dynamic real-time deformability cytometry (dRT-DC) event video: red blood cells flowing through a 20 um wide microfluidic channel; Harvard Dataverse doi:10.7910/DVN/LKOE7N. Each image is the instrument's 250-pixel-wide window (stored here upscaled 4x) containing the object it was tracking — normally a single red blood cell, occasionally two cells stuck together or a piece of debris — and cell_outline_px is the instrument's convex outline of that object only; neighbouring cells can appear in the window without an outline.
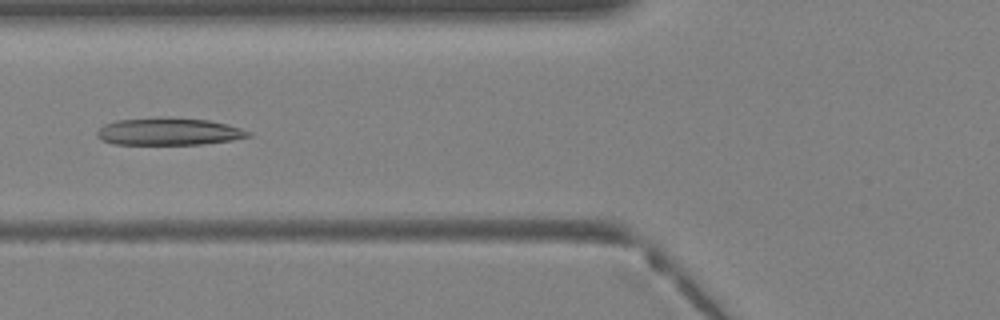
{"species": "Egyptian fruit bat (a non-hibernating species)", "species_latin": "Rousettus aegyptiacus", "temperature_condition": "warm", "stored_images_in_passage": 26, "camera_frame_rate_fps": 3000, "um_per_image_px": 0.085, "animal": {"sex": "female"}, "frame": {"image": 1, "passage_image": 7, "time_ms": 2.0, "image_size_px": [1000, 320], "cell_outline_px": [[252, 136], [232, 140], [204, 144], [112, 144], [100, 140], [96, 136], [96, 132], [104, 124], [116, 120], [160, 116], [164, 116], [208, 120], [228, 124], [252, 132]], "centroid_in_image_um": [14.33, 11.17], "position_along_channel_um": 111.5, "area_um2": 24.51}}
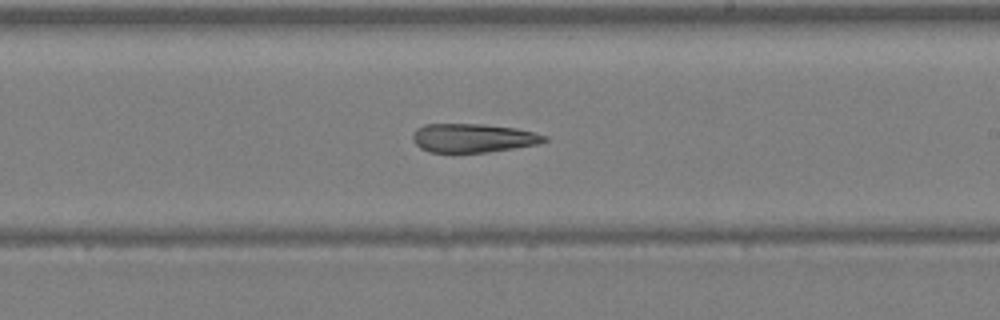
{"frame": {"image": 2, "passage_image": 15, "time_ms": 4.667, "image_size_px": [1000, 320], "cell_outline_px": [[548, 140], [536, 144], [488, 152], [432, 152], [420, 148], [412, 140], [412, 132], [416, 128], [424, 124], [484, 124], [516, 128], [548, 136]], "centroid_in_image_um": [40.17, 11.72], "position_along_channel_um": 248.8, "area_um2": 22.02}}
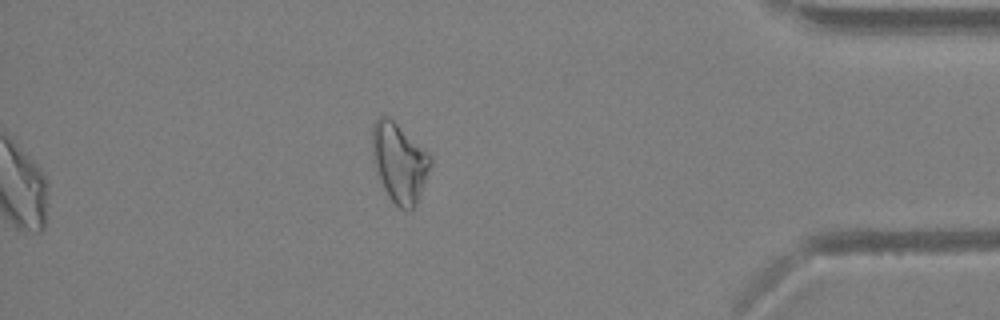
{"frame": {"image": 3, "passage_image": 26, "time_ms": 8.333, "image_size_px": [1000, 320], "cell_outline_px": [[432, 164], [416, 204], [412, 208], [400, 208], [388, 196], [384, 188], [372, 160], [372, 128], [376, 120], [380, 116], [392, 116], [432, 156]], "centroid_in_image_um": [33.95, 13.74], "position_along_channel_um": 401.3, "area_um2": 27.05}}